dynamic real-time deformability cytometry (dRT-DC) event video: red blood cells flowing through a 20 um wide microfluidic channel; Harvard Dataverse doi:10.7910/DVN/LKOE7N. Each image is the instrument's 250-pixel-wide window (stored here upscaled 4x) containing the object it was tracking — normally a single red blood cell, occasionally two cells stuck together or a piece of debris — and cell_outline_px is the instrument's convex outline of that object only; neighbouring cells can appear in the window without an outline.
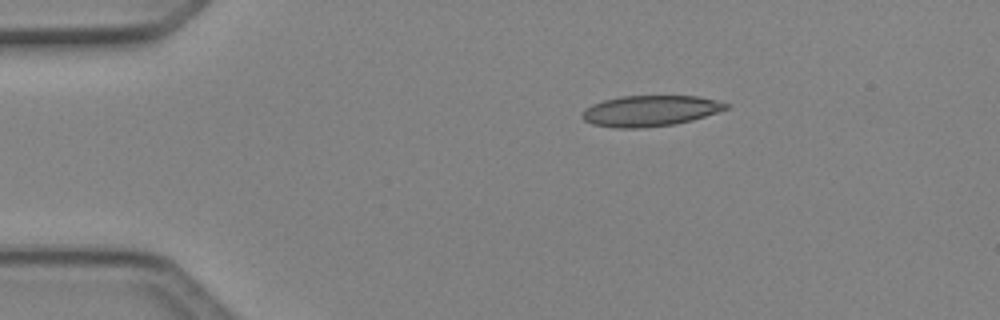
{"species": "Egyptian fruit bat (a non-hibernating species)", "species_latin": "Rousettus aegyptiacus", "temperature_condition": "cold", "stored_images_in_passage": 5, "camera_frame_rate_fps": 3000, "um_per_image_px": 0.085, "animal": {"sex": "female"}, "frame": {"image": 1, "passage_image": 3, "time_ms": 0.667, "image_size_px": [1000, 320], "cell_outline_px": [[732, 104], [728, 108], [692, 120], [676, 124], [644, 128], [616, 128], [592, 124], [584, 120], [580, 116], [592, 104], [604, 100], [620, 96], [696, 96], [716, 100]], "centroid_in_image_um": [55.27, 9.42], "position_along_channel_um": 29.7, "area_um2": 25.78}}